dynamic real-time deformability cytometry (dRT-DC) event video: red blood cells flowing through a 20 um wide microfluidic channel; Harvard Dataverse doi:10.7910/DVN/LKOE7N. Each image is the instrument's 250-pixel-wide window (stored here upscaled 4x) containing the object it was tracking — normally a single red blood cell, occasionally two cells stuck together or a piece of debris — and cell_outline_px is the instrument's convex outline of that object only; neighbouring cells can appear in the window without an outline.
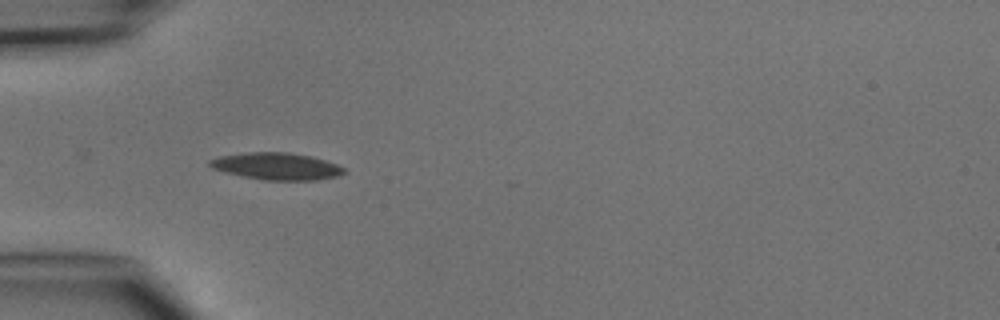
{"species": "common noctule bat (a hibernating species)", "species_latin": "Nyctalus noctula", "temperature_condition": "cold", "stored_images_in_passage": 5, "camera_frame_rate_fps": 3000, "um_per_image_px": 0.085, "animal": {"sex": "male", "body_mass_g": 15.6}, "frame": {"image": 1, "passage_image": 4, "time_ms": 4.333, "image_size_px": [1000, 320], "cell_outline_px": [[348, 172], [336, 176], [316, 180], [264, 180], [224, 172], [212, 168], [208, 164], [208, 160], [220, 156], [248, 152], [288, 152], [312, 156], [336, 164], [344, 168]], "centroid_in_image_um": [23.51, 14.13], "position_along_channel_um": 61.5, "area_um2": 21.1}}